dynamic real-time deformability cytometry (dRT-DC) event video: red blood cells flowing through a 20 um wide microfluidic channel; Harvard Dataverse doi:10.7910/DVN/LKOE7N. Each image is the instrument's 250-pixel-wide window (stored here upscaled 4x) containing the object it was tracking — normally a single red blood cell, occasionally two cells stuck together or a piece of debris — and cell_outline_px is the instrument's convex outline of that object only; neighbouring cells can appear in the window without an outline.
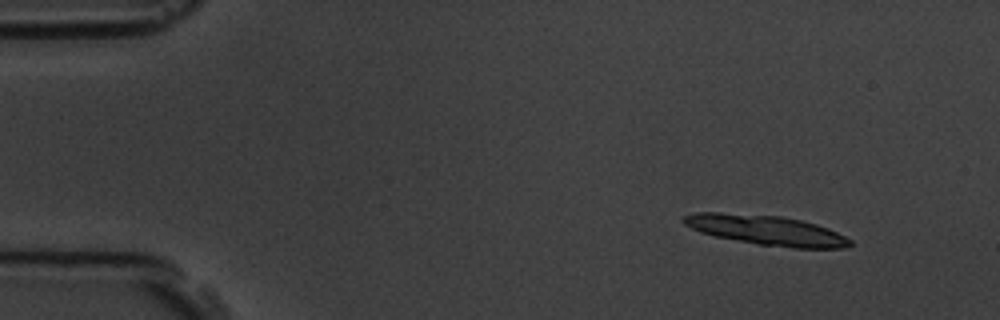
{"species": "common noctule bat (a hibernating species)", "species_latin": "Nyctalus noctula", "temperature_condition": "room temperature", "stored_images_in_passage": 5, "segment_of_instrument_passage": [1, 2], "camera_frame_rate_fps": 3000, "um_per_image_px": 0.085, "animal": {"sex": "male", "body_mass_g": 19.5, "forearm_length_mm": 54.6}, "frame": {"image": 1, "passage_image": 1, "time_ms": 0.0, "image_size_px": [1000, 320], "cell_outline_px": [[852, 244], [848, 248], [792, 248], [760, 244], [716, 236], [700, 232], [684, 224], [680, 220], [684, 216], [696, 212], [720, 212], [780, 216], [800, 220], [816, 224], [828, 228], [852, 240]], "centroid_in_image_um": [65.14, 19.56], "position_along_channel_um": 19.9, "area_um2": 28.73}}